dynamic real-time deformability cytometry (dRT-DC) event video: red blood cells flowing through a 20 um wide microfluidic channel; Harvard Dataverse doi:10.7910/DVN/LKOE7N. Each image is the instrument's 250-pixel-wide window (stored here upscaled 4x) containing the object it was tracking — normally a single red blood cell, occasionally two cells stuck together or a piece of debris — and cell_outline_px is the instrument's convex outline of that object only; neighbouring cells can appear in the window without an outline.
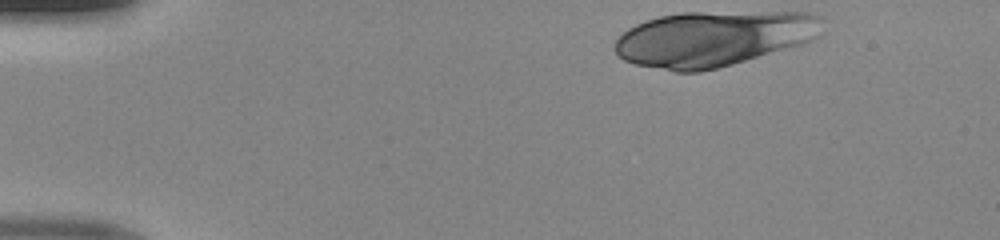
{"species": "human", "species_latin": "Homo sapiens", "temperature_condition": "room temperature", "stored_images_in_passage": 36, "camera_frame_rate_fps": 3000, "um_per_image_px": 0.085, "donor": {"sex": "male"}, "frame": {"image": 1, "passage_image": 1, "time_ms": 0.0, "image_size_px": [1000, 240], "cell_outline_px": [[820, 36], [804, 44], [732, 64], [700, 72], [676, 72], [636, 64], [624, 60], [612, 48], [616, 40], [628, 28], [636, 24], [660, 16], [680, 12], [812, 12], [820, 16]], "centroid_in_image_um": [60.65, 3.27], "position_along_channel_um": 24.3, "area_um2": 67.16}}
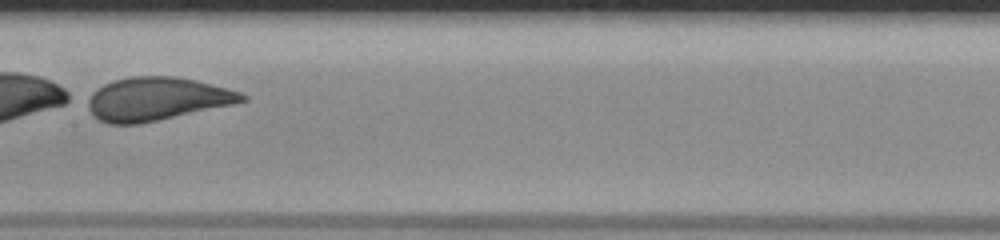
{"frame": {"image": 2, "passage_image": 20, "time_ms": 6.333, "image_size_px": [1000, 240], "cell_outline_px": [[248, 100], [232, 104], [140, 124], [108, 124], [100, 120], [88, 108], [84, 100], [92, 92], [104, 84], [112, 80], [132, 76], [176, 76], [196, 80], [240, 92], [248, 96]], "centroid_in_image_um": [13.28, 8.4], "position_along_channel_um": 194.1, "area_um2": 38.78}}